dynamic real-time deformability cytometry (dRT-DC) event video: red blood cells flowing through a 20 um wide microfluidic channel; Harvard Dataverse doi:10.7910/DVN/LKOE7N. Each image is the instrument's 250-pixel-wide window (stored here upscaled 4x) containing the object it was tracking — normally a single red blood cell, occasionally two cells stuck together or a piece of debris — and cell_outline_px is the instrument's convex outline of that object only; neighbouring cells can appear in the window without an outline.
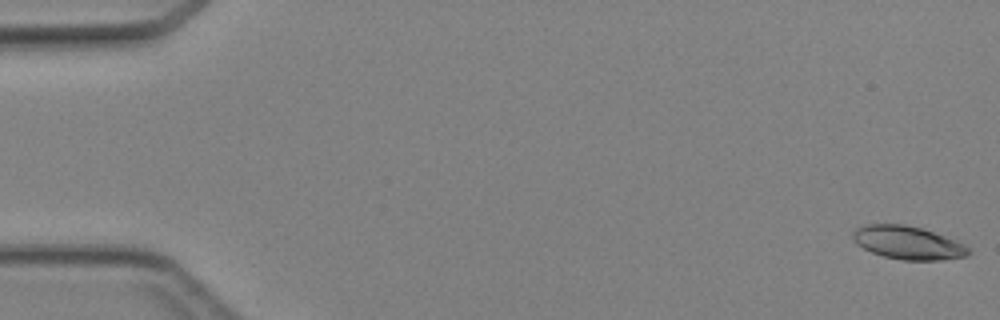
{"species": "Egyptian fruit bat (a non-hibernating species)", "species_latin": "Rousettus aegyptiacus", "temperature_condition": "cold", "stored_images_in_passage": 47, "camera_frame_rate_fps": 3000, "um_per_image_px": 0.085, "animal": {"sex": "female"}, "frame": {"image": 1, "passage_image": 1, "time_ms": 0.0, "image_size_px": [1000, 320], "cell_outline_px": [[972, 252], [968, 256], [944, 260], [904, 260], [884, 256], [872, 252], [856, 244], [852, 240], [852, 232], [856, 228], [868, 224], [904, 224], [920, 228], [956, 240], [964, 244]], "centroid_in_image_um": [77.17, 20.64], "position_along_channel_um": 7.8, "area_um2": 22.37}}
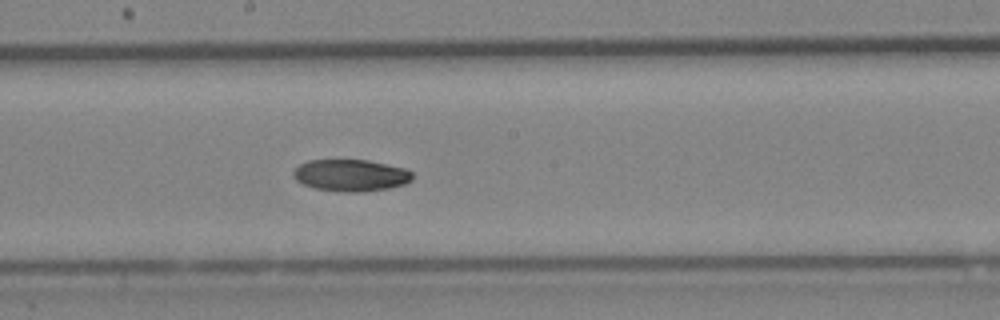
{"frame": {"image": 2, "passage_image": 26, "time_ms": 8.333, "image_size_px": [1000, 320], "cell_outline_px": [[412, 180], [404, 184], [388, 188], [364, 192], [340, 192], [312, 188], [296, 180], [292, 172], [300, 164], [308, 160], [368, 160], [404, 168], [412, 172]], "centroid_in_image_um": [29.8, 14.91], "position_along_channel_um": 218.4, "area_um2": 22.14}}
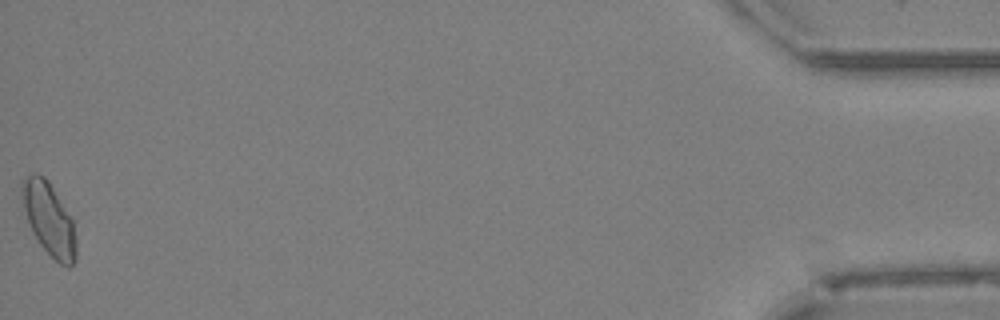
{"frame": {"image": 3, "passage_image": 47, "time_ms": 15.333, "image_size_px": [1000, 320], "cell_outline_px": [[76, 260], [68, 268], [60, 264], [40, 244], [32, 232], [24, 208], [20, 188], [20, 184], [32, 172], [36, 172], [44, 176], [48, 180], [76, 220]], "centroid_in_image_um": [4.22, 18.59], "position_along_channel_um": 431.0, "area_um2": 23.47}}